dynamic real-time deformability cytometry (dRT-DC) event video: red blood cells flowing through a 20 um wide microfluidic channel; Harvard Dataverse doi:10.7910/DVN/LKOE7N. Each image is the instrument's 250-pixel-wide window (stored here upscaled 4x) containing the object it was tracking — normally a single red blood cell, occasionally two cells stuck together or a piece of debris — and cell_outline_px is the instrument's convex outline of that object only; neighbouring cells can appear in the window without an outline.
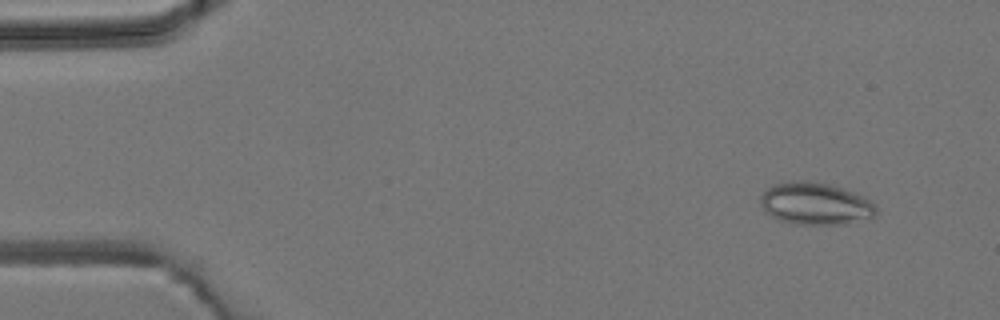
{"species": "common noctule bat (a hibernating species)", "species_latin": "Nyctalus noctula", "temperature_condition": "room temperature", "stored_images_in_passage": 5, "camera_frame_rate_fps": 3000, "um_per_image_px": 0.085, "animal": {"sex": "male", "body_mass_g": 19.2, "forearm_length_mm": 51.8}, "frame": {"image": 1, "passage_image": 2, "time_ms": 1.333, "image_size_px": [1000, 320], "cell_outline_px": [[876, 216], [848, 224], [792, 224], [780, 220], [764, 212], [760, 204], [760, 196], [772, 184], [788, 180], [812, 180], [828, 184], [864, 196], [876, 208]], "centroid_in_image_um": [69.26, 17.3], "position_along_channel_um": 15.7, "area_um2": 28.67}}